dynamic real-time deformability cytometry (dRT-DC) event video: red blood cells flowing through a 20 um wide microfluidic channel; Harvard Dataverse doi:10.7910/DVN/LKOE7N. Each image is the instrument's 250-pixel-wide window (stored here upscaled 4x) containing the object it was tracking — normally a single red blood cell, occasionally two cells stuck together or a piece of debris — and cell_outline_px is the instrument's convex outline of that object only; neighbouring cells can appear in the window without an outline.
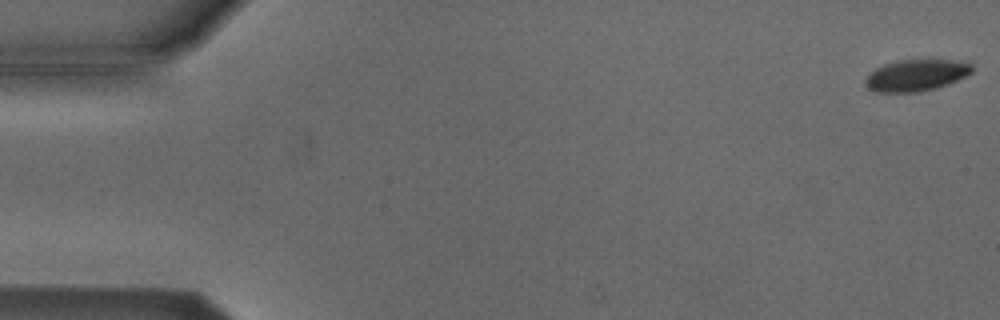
{"species": "Egyptian fruit bat (a non-hibernating species)", "species_latin": "Rousettus aegyptiacus", "temperature_condition": "cold", "stored_images_in_passage": 54, "camera_frame_rate_fps": 3000, "um_per_image_px": 0.085, "animal": {"sex": "male"}, "frame": {"image": 1, "passage_image": 1, "time_ms": 0.0, "image_size_px": [1000, 320], "cell_outline_px": [[972, 72], [948, 84], [936, 88], [920, 92], [876, 92], [868, 88], [864, 84], [864, 80], [876, 68], [884, 64], [896, 60], [964, 60], [972, 64]], "centroid_in_image_um": [77.88, 6.39], "position_along_channel_um": 7.1, "area_um2": 19.65}}
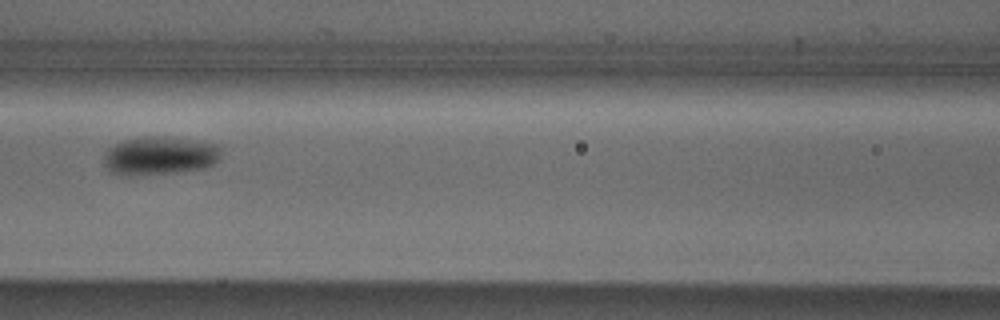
{"frame": {"image": 2, "passage_image": 24, "time_ms": 7.667, "image_size_px": [1000, 320], "cell_outline_px": [[220, 156], [212, 164], [204, 168], [180, 172], [128, 176], [112, 172], [104, 164], [104, 152], [108, 148], [124, 140], [140, 136], [172, 136], [216, 144], [220, 148]], "centroid_in_image_um": [13.56, 13.22], "position_along_channel_um": 153.0, "area_um2": 26.41}}
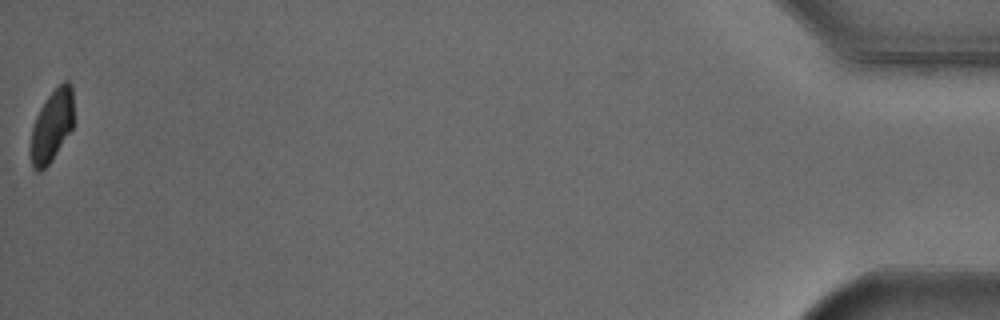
{"frame": {"image": 3, "passage_image": 54, "time_ms": 17.667, "image_size_px": [1000, 320], "cell_outline_px": [[72, 128], [48, 164], [40, 172], [32, 168], [32, 128], [36, 116], [40, 108], [48, 96], [64, 80], [68, 80], [72, 84]], "centroid_in_image_um": [4.41, 10.65], "position_along_channel_um": 430.8, "area_um2": 17.34}, "authors_computed_cell_mechanics": {"area_um2": 22.4553, "velocity_mm_per_s": 3.8133, "shape_relaxation_time_tau1_ms": 1.9797, "shape_relaxation_time_tau2_ms": null, "deformation_change_tau1": 0.0742, "deformation_change_tau2": null}}